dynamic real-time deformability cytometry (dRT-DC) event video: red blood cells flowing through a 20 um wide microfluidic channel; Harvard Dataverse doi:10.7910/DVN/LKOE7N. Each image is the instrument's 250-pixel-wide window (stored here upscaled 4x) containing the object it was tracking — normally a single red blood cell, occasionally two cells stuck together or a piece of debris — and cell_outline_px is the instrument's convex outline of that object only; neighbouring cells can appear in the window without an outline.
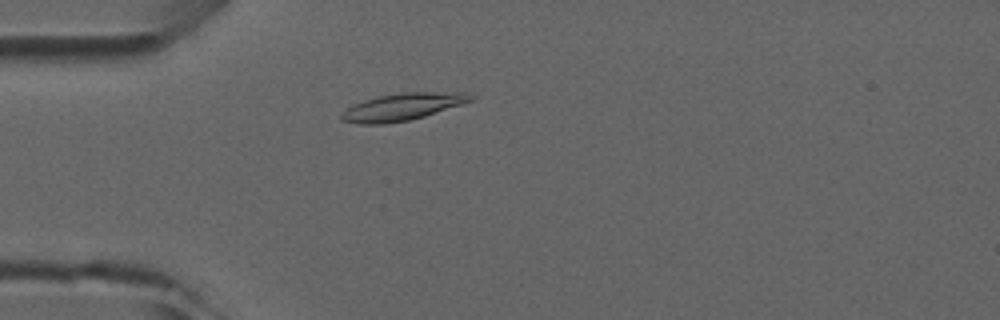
{"species": "common noctule bat (a hibernating species)", "species_latin": "Nyctalus noctula", "temperature_condition": "room temperature", "stored_images_in_passage": 3, "camera_frame_rate_fps": 3000, "um_per_image_px": 0.085, "animal": {"sex": "male", "forearm_length_mm": 52.5}, "frame": {"image": 1, "passage_image": 3, "time_ms": 2.333, "image_size_px": [1000, 320], "cell_outline_px": [[476, 96], [472, 100], [424, 116], [408, 120], [384, 124], [356, 124], [340, 120], [340, 116], [352, 104], [364, 100], [380, 96], [404, 92], [464, 92]], "centroid_in_image_um": [34.18, 9.08], "position_along_channel_um": 50.8, "area_um2": 20.23}}